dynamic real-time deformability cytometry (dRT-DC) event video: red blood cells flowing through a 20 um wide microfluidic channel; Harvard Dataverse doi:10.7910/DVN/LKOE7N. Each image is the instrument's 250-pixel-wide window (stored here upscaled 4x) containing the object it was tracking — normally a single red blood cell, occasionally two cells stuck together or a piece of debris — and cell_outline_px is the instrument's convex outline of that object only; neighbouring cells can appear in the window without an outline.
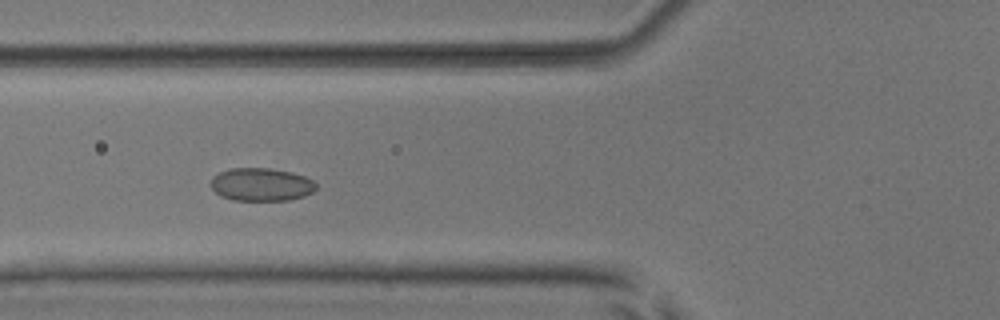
{"species": "common noctule bat (a hibernating species)", "species_latin": "Nyctalus noctula", "temperature_condition": "room temperature", "stored_images_in_passage": 23, "camera_frame_rate_fps": 3000, "um_per_image_px": 0.085, "animal": {"sex": "male", "body_mass_g": 17.9, "forearm_length_mm": 54.2}, "frame": {"image": 1, "passage_image": 17, "time_ms": 5.333, "image_size_px": [1000, 320], "cell_outline_px": [[316, 188], [312, 192], [304, 196], [288, 200], [232, 200], [220, 196], [212, 188], [212, 176], [220, 172], [232, 168], [268, 168], [292, 172], [304, 176], [312, 180], [316, 184]], "centroid_in_image_um": [22.21, 15.68], "position_along_channel_um": 103.6, "area_um2": 20.17}}
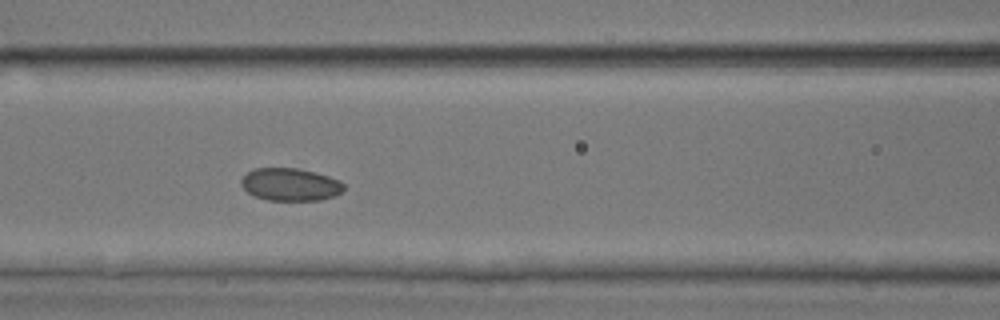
{"frame": {"image": 2, "passage_image": 20, "time_ms": 6.333, "image_size_px": [1000, 320], "cell_outline_px": [[344, 188], [340, 192], [332, 196], [320, 200], [268, 200], [256, 196], [248, 192], [240, 184], [240, 180], [248, 172], [256, 168], [296, 168], [328, 176], [340, 180], [344, 184]], "centroid_in_image_um": [24.66, 15.68], "position_along_channel_um": 141.9, "area_um2": 19.25}}